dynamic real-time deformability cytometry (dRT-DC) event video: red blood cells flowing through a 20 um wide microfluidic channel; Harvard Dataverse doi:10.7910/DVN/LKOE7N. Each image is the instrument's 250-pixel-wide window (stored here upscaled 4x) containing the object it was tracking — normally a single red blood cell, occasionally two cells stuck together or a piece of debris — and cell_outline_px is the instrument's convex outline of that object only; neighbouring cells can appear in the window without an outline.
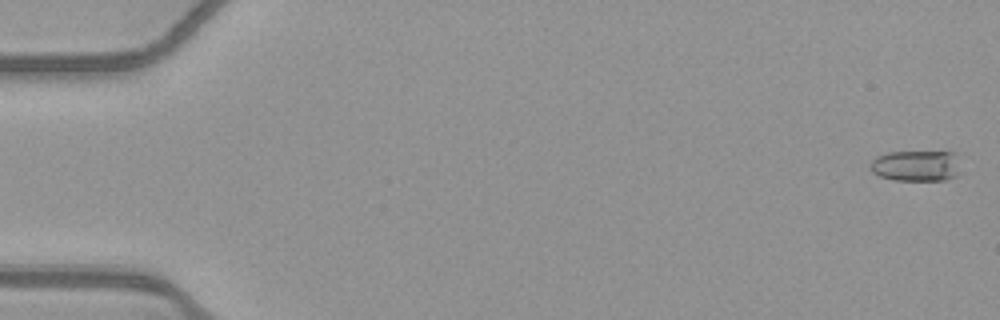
{"species": "common noctule bat (a hibernating species)", "species_latin": "Nyctalus noctula", "temperature_condition": "warm", "stored_images_in_passage": 16, "camera_frame_rate_fps": 3000, "um_per_image_px": 0.085, "animal": {"sex": "female", "body_mass_g": 21.9}, "frame": {"image": 1, "passage_image": 1, "time_ms": 0.0, "image_size_px": [1000, 320], "cell_outline_px": [[960, 172], [956, 176], [944, 180], [892, 180], [880, 176], [872, 172], [872, 160], [876, 156], [888, 152], [956, 152]], "centroid_in_image_um": [77.9, 14.09], "position_along_channel_um": 7.1, "area_um2": 16.3}}